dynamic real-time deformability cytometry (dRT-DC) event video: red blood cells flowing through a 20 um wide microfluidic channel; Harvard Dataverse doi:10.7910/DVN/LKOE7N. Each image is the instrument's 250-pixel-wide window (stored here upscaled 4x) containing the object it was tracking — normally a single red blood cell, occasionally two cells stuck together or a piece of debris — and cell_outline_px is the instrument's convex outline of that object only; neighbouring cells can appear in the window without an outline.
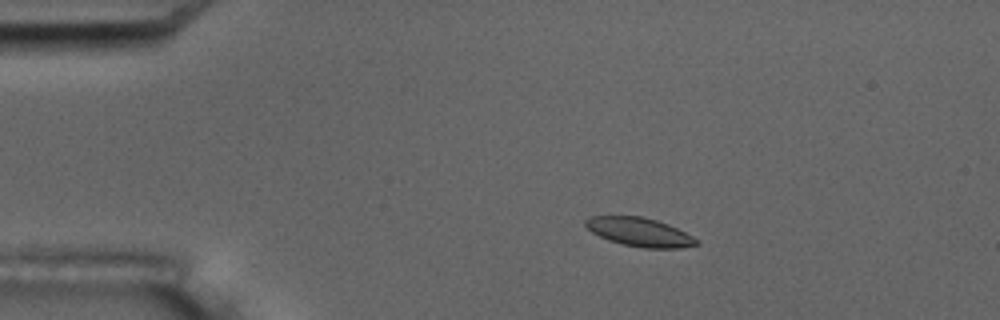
{"species": "common noctule bat (a hibernating species)", "species_latin": "Nyctalus noctula", "temperature_condition": "room temperature", "stored_images_in_passage": 8, "camera_frame_rate_fps": 3000, "um_per_image_px": 0.085, "animal": {"sex": "male", "body_mass_g": 17.5, "forearm_length_mm": 52.3}, "frame": {"image": 1, "passage_image": 4, "time_ms": 3.333, "image_size_px": [1000, 320], "cell_outline_px": [[700, 244], [680, 248], [644, 248], [624, 244], [608, 240], [592, 232], [584, 224], [584, 220], [588, 216], [644, 216], [668, 224], [700, 240]], "centroid_in_image_um": [54.36, 19.72], "position_along_channel_um": 30.6, "area_um2": 18.55}}
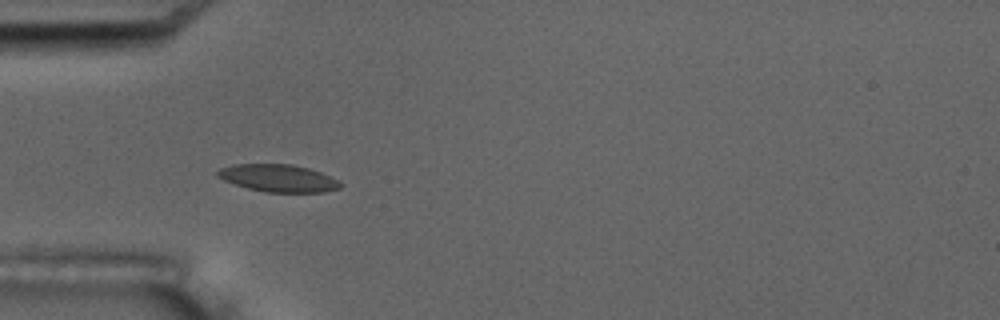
{"frame": {"image": 2, "passage_image": 6, "time_ms": 5.667, "image_size_px": [1000, 320], "cell_outline_px": [[344, 184], [340, 188], [324, 192], [264, 192], [248, 188], [224, 180], [216, 176], [216, 172], [220, 168], [232, 164], [292, 164], [308, 168], [320, 172]], "centroid_in_image_um": [23.64, 15.14], "position_along_channel_um": 61.4, "area_um2": 19.54}}